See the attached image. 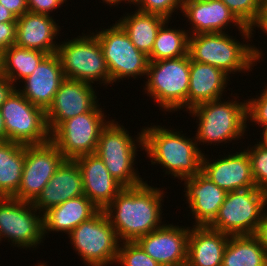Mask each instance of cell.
Listing matches in <instances>:
<instances>
[{
  "label": "cell",
  "mask_w": 267,
  "mask_h": 266,
  "mask_svg": "<svg viewBox=\"0 0 267 266\" xmlns=\"http://www.w3.org/2000/svg\"><path fill=\"white\" fill-rule=\"evenodd\" d=\"M64 160L63 154L51 140L25 146L21 183L13 198L32 203Z\"/></svg>",
  "instance_id": "14"
},
{
  "label": "cell",
  "mask_w": 267,
  "mask_h": 266,
  "mask_svg": "<svg viewBox=\"0 0 267 266\" xmlns=\"http://www.w3.org/2000/svg\"><path fill=\"white\" fill-rule=\"evenodd\" d=\"M254 236L267 252V210L264 211L261 221L259 222L254 233Z\"/></svg>",
  "instance_id": "41"
},
{
  "label": "cell",
  "mask_w": 267,
  "mask_h": 266,
  "mask_svg": "<svg viewBox=\"0 0 267 266\" xmlns=\"http://www.w3.org/2000/svg\"><path fill=\"white\" fill-rule=\"evenodd\" d=\"M100 103L87 113L63 121L52 133L51 141L65 159L95 154L102 129L110 121Z\"/></svg>",
  "instance_id": "13"
},
{
  "label": "cell",
  "mask_w": 267,
  "mask_h": 266,
  "mask_svg": "<svg viewBox=\"0 0 267 266\" xmlns=\"http://www.w3.org/2000/svg\"><path fill=\"white\" fill-rule=\"evenodd\" d=\"M16 16L10 12L5 6L0 4V22H16Z\"/></svg>",
  "instance_id": "43"
},
{
  "label": "cell",
  "mask_w": 267,
  "mask_h": 266,
  "mask_svg": "<svg viewBox=\"0 0 267 266\" xmlns=\"http://www.w3.org/2000/svg\"><path fill=\"white\" fill-rule=\"evenodd\" d=\"M125 15L116 22L130 37L136 48L148 56L153 49L157 32L167 18L155 13L141 12L137 9L131 13H125Z\"/></svg>",
  "instance_id": "27"
},
{
  "label": "cell",
  "mask_w": 267,
  "mask_h": 266,
  "mask_svg": "<svg viewBox=\"0 0 267 266\" xmlns=\"http://www.w3.org/2000/svg\"><path fill=\"white\" fill-rule=\"evenodd\" d=\"M81 195H84L81 170L75 160L65 159L32 204L43 214L48 209Z\"/></svg>",
  "instance_id": "23"
},
{
  "label": "cell",
  "mask_w": 267,
  "mask_h": 266,
  "mask_svg": "<svg viewBox=\"0 0 267 266\" xmlns=\"http://www.w3.org/2000/svg\"><path fill=\"white\" fill-rule=\"evenodd\" d=\"M166 126H144V151L151 165L162 166L165 174L184 179L201 172L203 152L195 137H187L183 131L164 128ZM176 130V131H175ZM159 164V165H158Z\"/></svg>",
  "instance_id": "2"
},
{
  "label": "cell",
  "mask_w": 267,
  "mask_h": 266,
  "mask_svg": "<svg viewBox=\"0 0 267 266\" xmlns=\"http://www.w3.org/2000/svg\"><path fill=\"white\" fill-rule=\"evenodd\" d=\"M180 13H183V17L190 23L188 25H191L187 30L189 35L226 33V29L232 25L238 29L242 39L251 38L249 27H246L221 0H184Z\"/></svg>",
  "instance_id": "15"
},
{
  "label": "cell",
  "mask_w": 267,
  "mask_h": 266,
  "mask_svg": "<svg viewBox=\"0 0 267 266\" xmlns=\"http://www.w3.org/2000/svg\"><path fill=\"white\" fill-rule=\"evenodd\" d=\"M183 2L184 0H138L134 6L141 12L159 14L172 20L171 15L182 9Z\"/></svg>",
  "instance_id": "35"
},
{
  "label": "cell",
  "mask_w": 267,
  "mask_h": 266,
  "mask_svg": "<svg viewBox=\"0 0 267 266\" xmlns=\"http://www.w3.org/2000/svg\"><path fill=\"white\" fill-rule=\"evenodd\" d=\"M126 4H130L129 6H131V4H133L132 7H134V5L138 2V0H123Z\"/></svg>",
  "instance_id": "47"
},
{
  "label": "cell",
  "mask_w": 267,
  "mask_h": 266,
  "mask_svg": "<svg viewBox=\"0 0 267 266\" xmlns=\"http://www.w3.org/2000/svg\"><path fill=\"white\" fill-rule=\"evenodd\" d=\"M251 146V147H250ZM245 148L247 151L252 168V175L256 187L267 190V146L257 142L254 146L250 145ZM250 147V148H249Z\"/></svg>",
  "instance_id": "33"
},
{
  "label": "cell",
  "mask_w": 267,
  "mask_h": 266,
  "mask_svg": "<svg viewBox=\"0 0 267 266\" xmlns=\"http://www.w3.org/2000/svg\"><path fill=\"white\" fill-rule=\"evenodd\" d=\"M25 161V145L0 141V197H14L19 189Z\"/></svg>",
  "instance_id": "28"
},
{
  "label": "cell",
  "mask_w": 267,
  "mask_h": 266,
  "mask_svg": "<svg viewBox=\"0 0 267 266\" xmlns=\"http://www.w3.org/2000/svg\"><path fill=\"white\" fill-rule=\"evenodd\" d=\"M0 4L12 12L16 18L21 17L28 10L27 0H0Z\"/></svg>",
  "instance_id": "40"
},
{
  "label": "cell",
  "mask_w": 267,
  "mask_h": 266,
  "mask_svg": "<svg viewBox=\"0 0 267 266\" xmlns=\"http://www.w3.org/2000/svg\"><path fill=\"white\" fill-rule=\"evenodd\" d=\"M81 170L84 195L100 210H104L124 188L106 169L96 154L74 159Z\"/></svg>",
  "instance_id": "22"
},
{
  "label": "cell",
  "mask_w": 267,
  "mask_h": 266,
  "mask_svg": "<svg viewBox=\"0 0 267 266\" xmlns=\"http://www.w3.org/2000/svg\"><path fill=\"white\" fill-rule=\"evenodd\" d=\"M0 71H1V54H0Z\"/></svg>",
  "instance_id": "49"
},
{
  "label": "cell",
  "mask_w": 267,
  "mask_h": 266,
  "mask_svg": "<svg viewBox=\"0 0 267 266\" xmlns=\"http://www.w3.org/2000/svg\"><path fill=\"white\" fill-rule=\"evenodd\" d=\"M229 237L208 226H191L186 266H222Z\"/></svg>",
  "instance_id": "25"
},
{
  "label": "cell",
  "mask_w": 267,
  "mask_h": 266,
  "mask_svg": "<svg viewBox=\"0 0 267 266\" xmlns=\"http://www.w3.org/2000/svg\"><path fill=\"white\" fill-rule=\"evenodd\" d=\"M96 86L65 78L46 112V121L52 133L63 121L92 111L99 103Z\"/></svg>",
  "instance_id": "16"
},
{
  "label": "cell",
  "mask_w": 267,
  "mask_h": 266,
  "mask_svg": "<svg viewBox=\"0 0 267 266\" xmlns=\"http://www.w3.org/2000/svg\"><path fill=\"white\" fill-rule=\"evenodd\" d=\"M37 265L38 266H47L46 262L45 263H41L40 261H39V263ZM37 265H35V266H37Z\"/></svg>",
  "instance_id": "48"
},
{
  "label": "cell",
  "mask_w": 267,
  "mask_h": 266,
  "mask_svg": "<svg viewBox=\"0 0 267 266\" xmlns=\"http://www.w3.org/2000/svg\"><path fill=\"white\" fill-rule=\"evenodd\" d=\"M163 190L149 186L147 181L135 187H124L104 209L120 242L136 241L160 228Z\"/></svg>",
  "instance_id": "1"
},
{
  "label": "cell",
  "mask_w": 267,
  "mask_h": 266,
  "mask_svg": "<svg viewBox=\"0 0 267 266\" xmlns=\"http://www.w3.org/2000/svg\"><path fill=\"white\" fill-rule=\"evenodd\" d=\"M115 264L121 266H161L136 241L120 242Z\"/></svg>",
  "instance_id": "32"
},
{
  "label": "cell",
  "mask_w": 267,
  "mask_h": 266,
  "mask_svg": "<svg viewBox=\"0 0 267 266\" xmlns=\"http://www.w3.org/2000/svg\"><path fill=\"white\" fill-rule=\"evenodd\" d=\"M238 151L223 153L217 160L209 159L205 152L202 157L201 172L226 192L256 187L250 157L245 149Z\"/></svg>",
  "instance_id": "18"
},
{
  "label": "cell",
  "mask_w": 267,
  "mask_h": 266,
  "mask_svg": "<svg viewBox=\"0 0 267 266\" xmlns=\"http://www.w3.org/2000/svg\"><path fill=\"white\" fill-rule=\"evenodd\" d=\"M115 120H110L102 129L95 154L104 162L111 176L123 187L141 185L145 182L144 178L139 176L138 168L134 165L137 152L140 151L137 148L144 150L143 130L137 132L138 136H131L127 128Z\"/></svg>",
  "instance_id": "5"
},
{
  "label": "cell",
  "mask_w": 267,
  "mask_h": 266,
  "mask_svg": "<svg viewBox=\"0 0 267 266\" xmlns=\"http://www.w3.org/2000/svg\"><path fill=\"white\" fill-rule=\"evenodd\" d=\"M99 210L85 195L68 199L62 204L48 209L43 213L44 239L50 232H61L68 235L75 227L89 220Z\"/></svg>",
  "instance_id": "26"
},
{
  "label": "cell",
  "mask_w": 267,
  "mask_h": 266,
  "mask_svg": "<svg viewBox=\"0 0 267 266\" xmlns=\"http://www.w3.org/2000/svg\"><path fill=\"white\" fill-rule=\"evenodd\" d=\"M6 140V128H5V122L2 116V112L0 109V141Z\"/></svg>",
  "instance_id": "44"
},
{
  "label": "cell",
  "mask_w": 267,
  "mask_h": 266,
  "mask_svg": "<svg viewBox=\"0 0 267 266\" xmlns=\"http://www.w3.org/2000/svg\"><path fill=\"white\" fill-rule=\"evenodd\" d=\"M233 95V96H232ZM231 100L217 99L201 103L190 109L188 114L196 118L197 131L194 136L198 145H220L245 139L247 127V101L237 100L231 93ZM237 97V99H236ZM234 99V100H233ZM244 101V102H243ZM245 135V136H244ZM243 136V137H242ZM201 143V144H200Z\"/></svg>",
  "instance_id": "4"
},
{
  "label": "cell",
  "mask_w": 267,
  "mask_h": 266,
  "mask_svg": "<svg viewBox=\"0 0 267 266\" xmlns=\"http://www.w3.org/2000/svg\"><path fill=\"white\" fill-rule=\"evenodd\" d=\"M43 238V214L31 202L0 197V242L5 239L13 248L36 250Z\"/></svg>",
  "instance_id": "12"
},
{
  "label": "cell",
  "mask_w": 267,
  "mask_h": 266,
  "mask_svg": "<svg viewBox=\"0 0 267 266\" xmlns=\"http://www.w3.org/2000/svg\"><path fill=\"white\" fill-rule=\"evenodd\" d=\"M170 21L167 19L158 30L153 49L148 55L149 61L178 58L188 54L189 33L172 26L168 28Z\"/></svg>",
  "instance_id": "31"
},
{
  "label": "cell",
  "mask_w": 267,
  "mask_h": 266,
  "mask_svg": "<svg viewBox=\"0 0 267 266\" xmlns=\"http://www.w3.org/2000/svg\"><path fill=\"white\" fill-rule=\"evenodd\" d=\"M64 79L60 59L55 53L47 55L33 73L20 82L24 86L16 89L33 105L46 111Z\"/></svg>",
  "instance_id": "21"
},
{
  "label": "cell",
  "mask_w": 267,
  "mask_h": 266,
  "mask_svg": "<svg viewBox=\"0 0 267 266\" xmlns=\"http://www.w3.org/2000/svg\"><path fill=\"white\" fill-rule=\"evenodd\" d=\"M64 0H27L30 12L52 16L51 12L63 7ZM62 6V7H61Z\"/></svg>",
  "instance_id": "37"
},
{
  "label": "cell",
  "mask_w": 267,
  "mask_h": 266,
  "mask_svg": "<svg viewBox=\"0 0 267 266\" xmlns=\"http://www.w3.org/2000/svg\"><path fill=\"white\" fill-rule=\"evenodd\" d=\"M109 27L95 30L94 34L100 42L107 63L110 85L120 82V79L123 81L130 77L137 79L139 76H147L148 56L136 48L116 21Z\"/></svg>",
  "instance_id": "10"
},
{
  "label": "cell",
  "mask_w": 267,
  "mask_h": 266,
  "mask_svg": "<svg viewBox=\"0 0 267 266\" xmlns=\"http://www.w3.org/2000/svg\"><path fill=\"white\" fill-rule=\"evenodd\" d=\"M262 131L260 134V140L258 142H260L261 144L267 146V126L263 127L261 130Z\"/></svg>",
  "instance_id": "45"
},
{
  "label": "cell",
  "mask_w": 267,
  "mask_h": 266,
  "mask_svg": "<svg viewBox=\"0 0 267 266\" xmlns=\"http://www.w3.org/2000/svg\"><path fill=\"white\" fill-rule=\"evenodd\" d=\"M227 33L228 31L190 35L188 47L190 59L217 67L229 76L252 71L257 62H261L265 53L260 47L248 43L251 42V38H245L240 42Z\"/></svg>",
  "instance_id": "3"
},
{
  "label": "cell",
  "mask_w": 267,
  "mask_h": 266,
  "mask_svg": "<svg viewBox=\"0 0 267 266\" xmlns=\"http://www.w3.org/2000/svg\"><path fill=\"white\" fill-rule=\"evenodd\" d=\"M230 76L212 65L190 59L188 111L195 106L222 99Z\"/></svg>",
  "instance_id": "24"
},
{
  "label": "cell",
  "mask_w": 267,
  "mask_h": 266,
  "mask_svg": "<svg viewBox=\"0 0 267 266\" xmlns=\"http://www.w3.org/2000/svg\"><path fill=\"white\" fill-rule=\"evenodd\" d=\"M53 16L27 11L16 21V41L14 45L55 54L59 46L58 39L61 31L59 23Z\"/></svg>",
  "instance_id": "20"
},
{
  "label": "cell",
  "mask_w": 267,
  "mask_h": 266,
  "mask_svg": "<svg viewBox=\"0 0 267 266\" xmlns=\"http://www.w3.org/2000/svg\"><path fill=\"white\" fill-rule=\"evenodd\" d=\"M67 237L85 266L115 265L120 241L104 210L75 227Z\"/></svg>",
  "instance_id": "9"
},
{
  "label": "cell",
  "mask_w": 267,
  "mask_h": 266,
  "mask_svg": "<svg viewBox=\"0 0 267 266\" xmlns=\"http://www.w3.org/2000/svg\"><path fill=\"white\" fill-rule=\"evenodd\" d=\"M47 55L45 52L12 45L1 54L0 73L17 87L16 84L31 75Z\"/></svg>",
  "instance_id": "30"
},
{
  "label": "cell",
  "mask_w": 267,
  "mask_h": 266,
  "mask_svg": "<svg viewBox=\"0 0 267 266\" xmlns=\"http://www.w3.org/2000/svg\"><path fill=\"white\" fill-rule=\"evenodd\" d=\"M254 98H248L247 101V123L258 124L262 129L267 126V84L264 89Z\"/></svg>",
  "instance_id": "36"
},
{
  "label": "cell",
  "mask_w": 267,
  "mask_h": 266,
  "mask_svg": "<svg viewBox=\"0 0 267 266\" xmlns=\"http://www.w3.org/2000/svg\"><path fill=\"white\" fill-rule=\"evenodd\" d=\"M190 228L164 222L136 242L161 266H186Z\"/></svg>",
  "instance_id": "17"
},
{
  "label": "cell",
  "mask_w": 267,
  "mask_h": 266,
  "mask_svg": "<svg viewBox=\"0 0 267 266\" xmlns=\"http://www.w3.org/2000/svg\"><path fill=\"white\" fill-rule=\"evenodd\" d=\"M267 209L266 191L257 187L226 193L215 219L209 228L228 235H254Z\"/></svg>",
  "instance_id": "8"
},
{
  "label": "cell",
  "mask_w": 267,
  "mask_h": 266,
  "mask_svg": "<svg viewBox=\"0 0 267 266\" xmlns=\"http://www.w3.org/2000/svg\"><path fill=\"white\" fill-rule=\"evenodd\" d=\"M16 41V22H0V54Z\"/></svg>",
  "instance_id": "38"
},
{
  "label": "cell",
  "mask_w": 267,
  "mask_h": 266,
  "mask_svg": "<svg viewBox=\"0 0 267 266\" xmlns=\"http://www.w3.org/2000/svg\"><path fill=\"white\" fill-rule=\"evenodd\" d=\"M183 181L184 197L190 209L188 214H192L194 226H208L217 216L227 192L214 184L202 172L184 178L181 182Z\"/></svg>",
  "instance_id": "19"
},
{
  "label": "cell",
  "mask_w": 267,
  "mask_h": 266,
  "mask_svg": "<svg viewBox=\"0 0 267 266\" xmlns=\"http://www.w3.org/2000/svg\"><path fill=\"white\" fill-rule=\"evenodd\" d=\"M0 109L5 122L6 140L25 146L51 140L45 110L33 105L17 89Z\"/></svg>",
  "instance_id": "11"
},
{
  "label": "cell",
  "mask_w": 267,
  "mask_h": 266,
  "mask_svg": "<svg viewBox=\"0 0 267 266\" xmlns=\"http://www.w3.org/2000/svg\"><path fill=\"white\" fill-rule=\"evenodd\" d=\"M15 89L16 86L0 73V108Z\"/></svg>",
  "instance_id": "42"
},
{
  "label": "cell",
  "mask_w": 267,
  "mask_h": 266,
  "mask_svg": "<svg viewBox=\"0 0 267 266\" xmlns=\"http://www.w3.org/2000/svg\"><path fill=\"white\" fill-rule=\"evenodd\" d=\"M234 15L249 27L258 16L263 0H221Z\"/></svg>",
  "instance_id": "34"
},
{
  "label": "cell",
  "mask_w": 267,
  "mask_h": 266,
  "mask_svg": "<svg viewBox=\"0 0 267 266\" xmlns=\"http://www.w3.org/2000/svg\"><path fill=\"white\" fill-rule=\"evenodd\" d=\"M222 266H267V252L254 235H230Z\"/></svg>",
  "instance_id": "29"
},
{
  "label": "cell",
  "mask_w": 267,
  "mask_h": 266,
  "mask_svg": "<svg viewBox=\"0 0 267 266\" xmlns=\"http://www.w3.org/2000/svg\"><path fill=\"white\" fill-rule=\"evenodd\" d=\"M190 77L189 54L170 59L149 61L144 92L165 112H188ZM148 78V79H147Z\"/></svg>",
  "instance_id": "6"
},
{
  "label": "cell",
  "mask_w": 267,
  "mask_h": 266,
  "mask_svg": "<svg viewBox=\"0 0 267 266\" xmlns=\"http://www.w3.org/2000/svg\"><path fill=\"white\" fill-rule=\"evenodd\" d=\"M123 2V0H102V3L109 5L110 7L113 5L118 6L120 3Z\"/></svg>",
  "instance_id": "46"
},
{
  "label": "cell",
  "mask_w": 267,
  "mask_h": 266,
  "mask_svg": "<svg viewBox=\"0 0 267 266\" xmlns=\"http://www.w3.org/2000/svg\"><path fill=\"white\" fill-rule=\"evenodd\" d=\"M260 29L264 34L267 35V0H263L262 6L259 9L258 16L256 17L255 21L249 26V30L251 32V42L252 38L254 37V33L256 29Z\"/></svg>",
  "instance_id": "39"
},
{
  "label": "cell",
  "mask_w": 267,
  "mask_h": 266,
  "mask_svg": "<svg viewBox=\"0 0 267 266\" xmlns=\"http://www.w3.org/2000/svg\"><path fill=\"white\" fill-rule=\"evenodd\" d=\"M60 42L58 55L64 77L91 85H110V75L98 38L94 32Z\"/></svg>",
  "instance_id": "7"
}]
</instances>
